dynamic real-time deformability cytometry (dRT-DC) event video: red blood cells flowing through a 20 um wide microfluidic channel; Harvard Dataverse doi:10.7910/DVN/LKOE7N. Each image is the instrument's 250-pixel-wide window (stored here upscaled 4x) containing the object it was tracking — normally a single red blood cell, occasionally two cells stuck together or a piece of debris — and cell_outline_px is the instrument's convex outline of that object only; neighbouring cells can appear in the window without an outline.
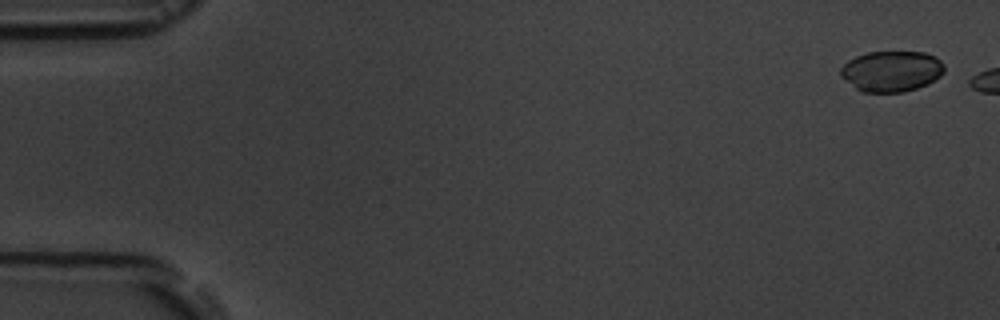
{"species": "common noctule bat (a hibernating species)", "species_latin": "Nyctalus noctula", "temperature_condition": "room temperature", "stored_images_in_passage": 9, "camera_frame_rate_fps": 3000, "um_per_image_px": 0.085, "animal": {"sex": "male", "body_mass_g": 19.5, "forearm_length_mm": 54.6}, "frame": {"image": 1, "passage_image": 1, "time_ms": 0.0, "image_size_px": [1000, 320], "cell_outline_px": [[944, 72], [940, 76], [928, 84], [904, 92], [864, 92], [856, 88], [840, 76], [840, 68], [848, 60], [856, 56], [868, 52], [924, 52], [936, 56], [944, 64]], "centroid_in_image_um": [75.79, 6.05], "position_along_channel_um": 9.2, "area_um2": 24.68}}
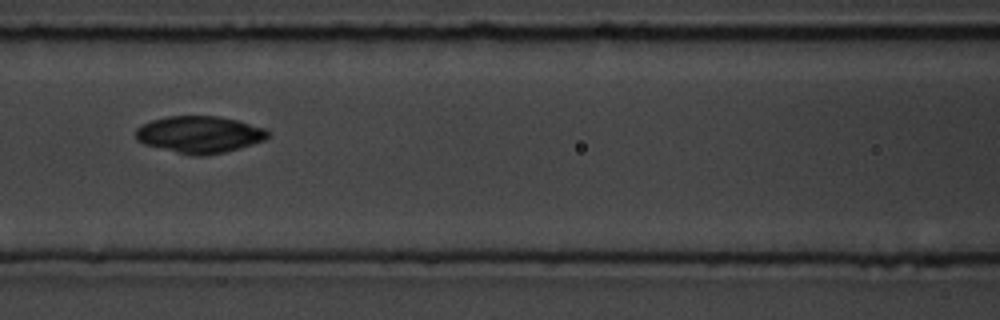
{"frame": {"image": 2, "passage_image": 7, "time_ms": 7.667, "image_size_px": [1000, 320], "cell_outline_px": [[268, 136], [264, 140], [240, 148], [224, 152], [204, 156], [192, 156], [144, 144], [136, 140], [136, 128], [140, 124], [152, 120], [168, 116], [220, 116], [236, 120], [264, 128], [268, 132]], "centroid_in_image_um": [16.92, 11.43], "position_along_channel_um": 149.7, "area_um2": 28.38}}
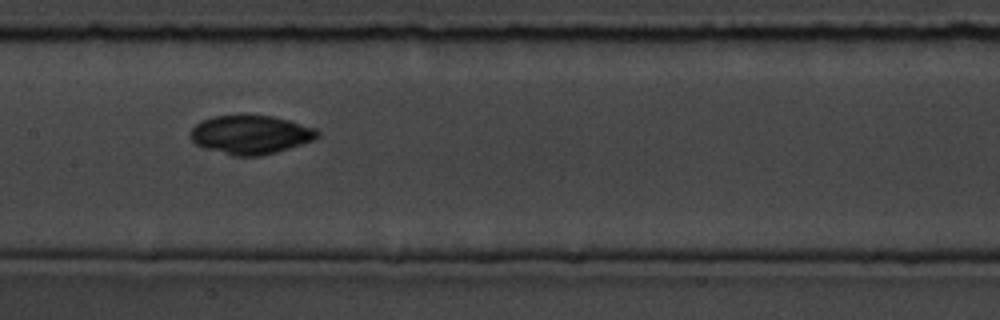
{"frame": {"image": 3, "passage_image": 8, "time_ms": 8.667, "image_size_px": [1000, 320], "cell_outline_px": [[320, 136], [312, 140], [276, 152], [260, 156], [232, 156], [204, 148], [196, 144], [188, 136], [192, 128], [200, 120], [212, 116], [272, 116], [288, 120], [316, 128], [320, 132]], "centroid_in_image_um": [21.27, 11.45], "position_along_channel_um": 186.1, "area_um2": 28.61}}